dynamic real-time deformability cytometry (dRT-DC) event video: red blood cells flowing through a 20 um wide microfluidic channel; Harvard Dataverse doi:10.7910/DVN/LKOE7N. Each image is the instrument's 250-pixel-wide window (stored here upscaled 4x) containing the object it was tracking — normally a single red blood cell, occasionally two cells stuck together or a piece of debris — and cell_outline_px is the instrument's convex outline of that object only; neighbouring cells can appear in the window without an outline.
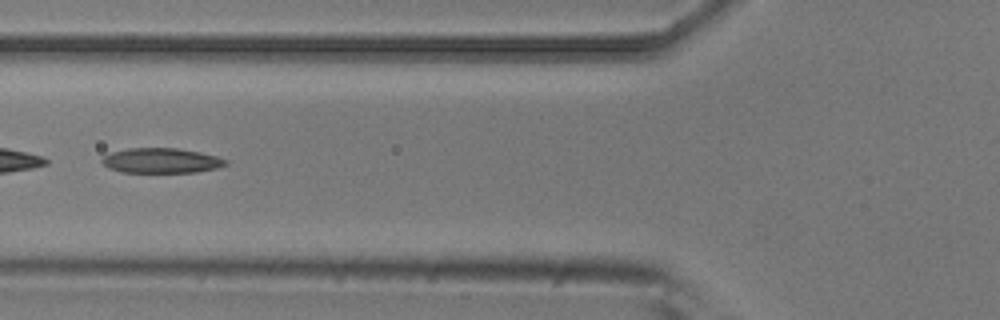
{"species": "common noctule bat (a hibernating species)", "species_latin": "Nyctalus noctula", "temperature_condition": "room temperature", "stored_images_in_passage": 8, "camera_frame_rate_fps": 3000, "um_per_image_px": 0.085, "animal": {"sex": "male", "body_mass_g": 20.5, "forearm_length_mm": 52.5}, "frame": {"image": 1, "passage_image": 6, "time_ms": 1.667, "image_size_px": [1000, 320], "cell_outline_px": [[228, 164], [216, 168], [196, 172], [120, 172], [108, 168], [100, 160], [104, 156], [112, 152], [128, 148], [176, 148], [200, 152], [216, 156], [228, 160]], "centroid_in_image_um": [13.7, 13.65], "position_along_channel_um": 112.1, "area_um2": 17.98}}
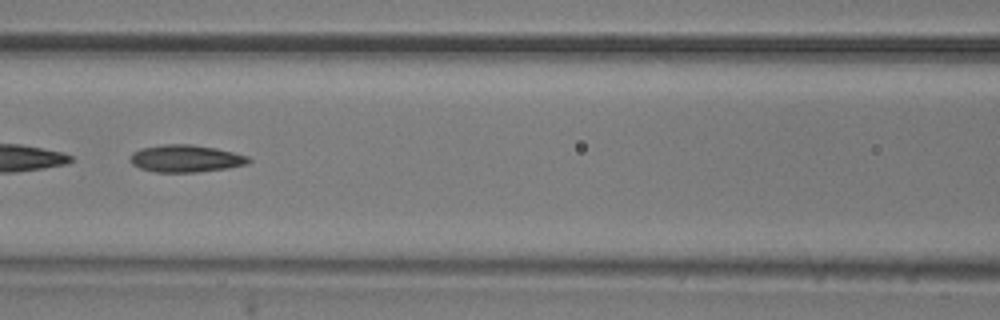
{"frame": {"image": 2, "passage_image": 7, "time_ms": 2.0, "image_size_px": [1000, 320], "cell_outline_px": [[252, 160], [248, 164], [228, 168], [196, 172], [156, 172], [140, 168], [132, 164], [128, 160], [128, 156], [132, 152], [140, 148], [164, 144], [192, 144], [216, 148], [248, 156]], "centroid_in_image_um": [15.76, 13.47], "position_along_channel_um": 150.8, "area_um2": 19.02}}
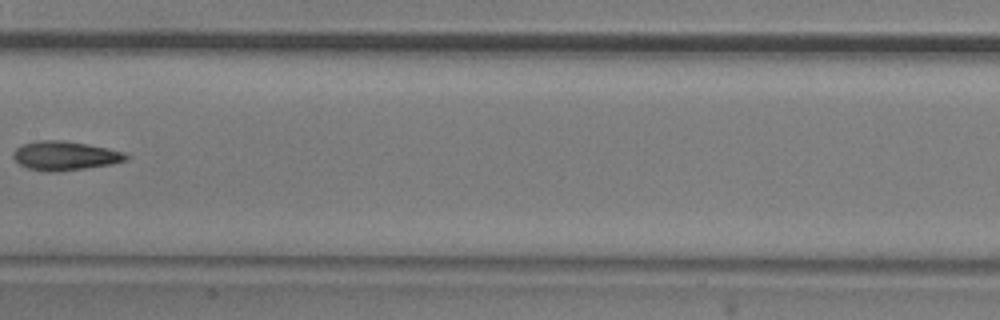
{"frame": {"image": 3, "passage_image": 8, "time_ms": 2.333, "image_size_px": [1000, 320], "cell_outline_px": [[132, 156], [128, 160], [112, 164], [56, 172], [48, 172], [28, 168], [20, 164], [12, 156], [12, 152], [16, 148], [24, 144], [36, 140], [64, 140], [88, 144], [108, 148], [124, 152]], "centroid_in_image_um": [5.55, 13.23], "position_along_channel_um": 201.8, "area_um2": 19.25}}